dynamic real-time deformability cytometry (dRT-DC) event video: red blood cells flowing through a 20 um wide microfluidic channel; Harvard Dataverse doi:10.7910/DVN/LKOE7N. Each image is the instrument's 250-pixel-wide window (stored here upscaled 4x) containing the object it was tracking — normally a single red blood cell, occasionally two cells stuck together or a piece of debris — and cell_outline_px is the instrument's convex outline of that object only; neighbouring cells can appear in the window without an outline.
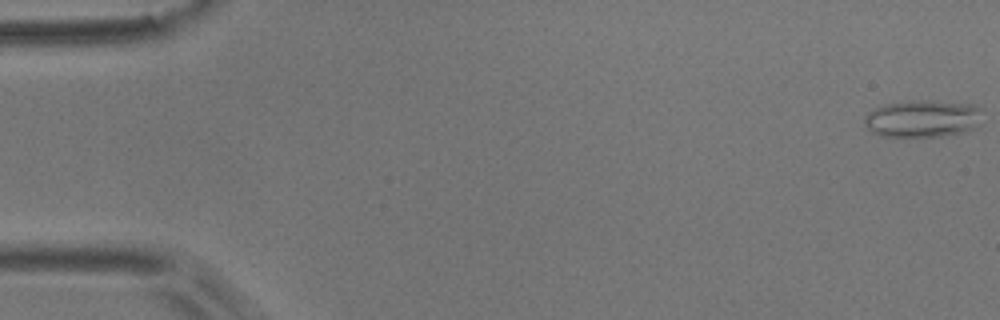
{"species": "common noctule bat (a hibernating species)", "species_latin": "Nyctalus noctula", "temperature_condition": "room temperature", "stored_images_in_passage": 6, "camera_frame_rate_fps": 3000, "um_per_image_px": 0.085, "animal": {"sex": "male", "body_mass_g": 17.9}, "frame": {"image": 1, "passage_image": 1, "time_ms": 0.0, "image_size_px": [1000, 320], "cell_outline_px": [[980, 108], [976, 128], [944, 136], [880, 136], [872, 132], [864, 124], [864, 116], [872, 108], [884, 104], [912, 100], [928, 100], [972, 104]], "centroid_in_image_um": [78.35, 10.07], "position_along_channel_um": 6.7, "area_um2": 25.55}}